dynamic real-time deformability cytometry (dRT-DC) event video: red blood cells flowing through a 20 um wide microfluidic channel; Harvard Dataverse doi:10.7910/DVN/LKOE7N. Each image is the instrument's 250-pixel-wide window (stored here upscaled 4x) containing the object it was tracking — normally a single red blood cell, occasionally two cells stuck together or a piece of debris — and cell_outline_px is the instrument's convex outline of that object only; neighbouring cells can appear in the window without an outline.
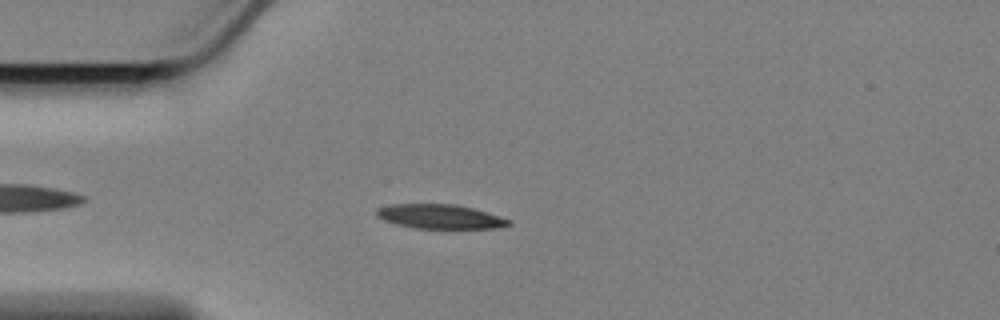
{"species": "Egyptian fruit bat (a non-hibernating species)", "species_latin": "Rousettus aegyptiacus", "temperature_condition": "cold", "stored_images_in_passage": 51, "camera_frame_rate_fps": 3000, "um_per_image_px": 0.085, "animal": {"sex": "female"}, "frame": {"image": 1, "passage_image": 8, "time_ms": 2.333, "image_size_px": [1000, 320], "cell_outline_px": [[512, 224], [496, 228], [416, 228], [396, 224], [384, 220], [376, 216], [376, 208], [392, 204], [456, 204], [488, 212], [512, 220]], "centroid_in_image_um": [37.41, 18.4], "position_along_channel_um": 47.6, "area_um2": 18.73}}
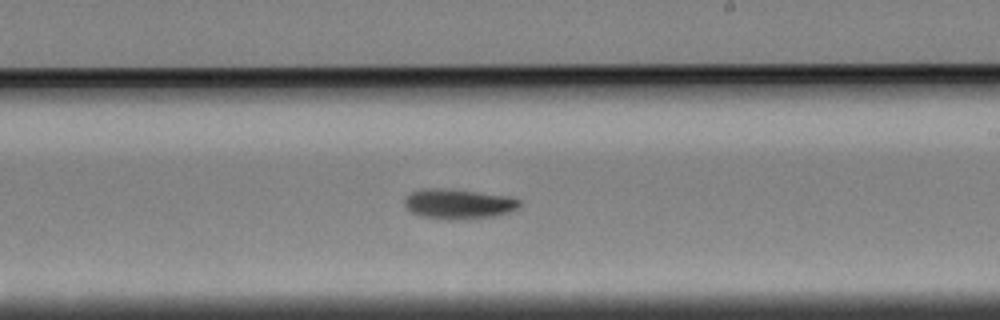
{"frame": {"image": 2, "passage_image": 27, "time_ms": 8.667, "image_size_px": [1000, 320], "cell_outline_px": [[520, 204], [516, 208], [508, 212], [492, 216], [464, 220], [440, 220], [420, 216], [408, 212], [404, 204], [404, 200], [412, 192], [424, 188], [440, 188], [508, 196], [520, 200]], "centroid_in_image_um": [38.89, 17.36], "position_along_channel_um": 250.1, "area_um2": 20.11}}
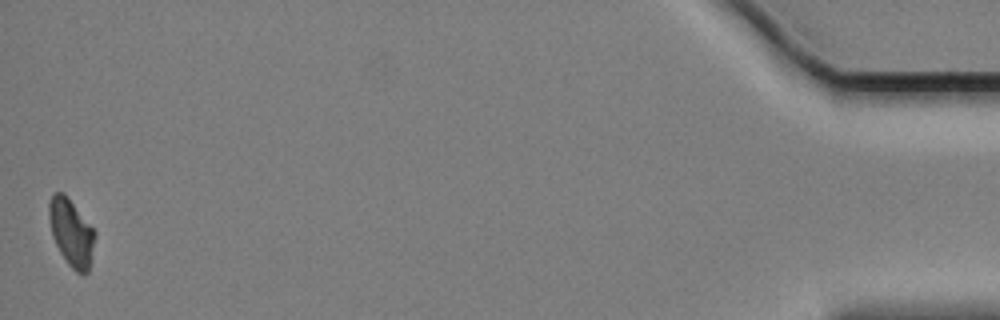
{"frame": {"image": 3, "passage_image": 51, "time_ms": 16.667, "image_size_px": [1000, 320], "cell_outline_px": [[96, 236], [88, 272], [84, 276], [76, 272], [68, 264], [60, 252], [52, 236], [48, 216], [48, 204], [52, 192], [64, 192], [96, 232]], "centroid_in_image_um": [6.05, 19.76], "position_along_channel_um": 429.1, "area_um2": 18.09}, "authors_computed_cell_mechanics": {"area_um2": 18.9006, "velocity_mm_per_s": 3.3931, "shape_relaxation_time_tau1_ms": 5.2172, "shape_relaxation_time_tau2_ms": null, "deformation_change_tau1": 0.139, "deformation_change_tau2": null}}